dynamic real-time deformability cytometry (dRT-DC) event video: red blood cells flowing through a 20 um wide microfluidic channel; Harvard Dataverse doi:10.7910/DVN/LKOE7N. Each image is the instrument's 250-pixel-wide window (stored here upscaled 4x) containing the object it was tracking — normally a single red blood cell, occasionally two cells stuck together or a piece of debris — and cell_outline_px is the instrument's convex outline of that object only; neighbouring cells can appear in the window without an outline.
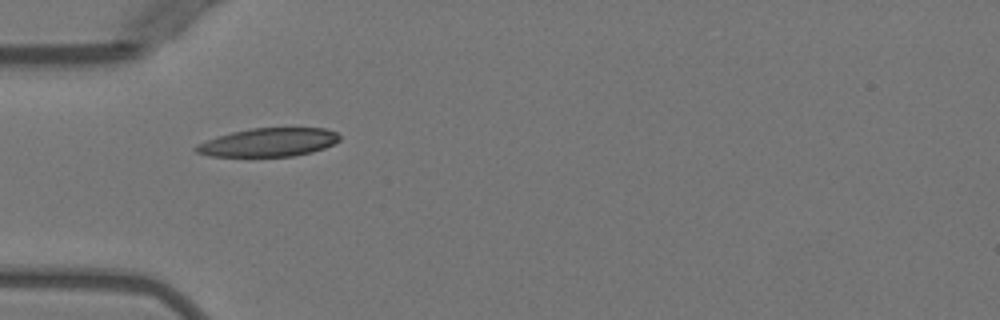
{"species": "Egyptian fruit bat (a non-hibernating species)", "species_latin": "Rousettus aegyptiacus", "temperature_condition": "warm", "stored_images_in_passage": 2, "camera_frame_rate_fps": 3000, "um_per_image_px": 0.085, "animal": {"sex": "female"}, "frame": {"image": 1, "passage_image": 1, "time_ms": 0.0, "image_size_px": [1000, 320], "cell_outline_px": [[340, 140], [324, 148], [312, 152], [292, 156], [208, 156], [196, 152], [192, 148], [196, 144], [216, 136], [232, 132], [252, 128], [324, 128], [336, 132], [340, 136]], "centroid_in_image_um": [22.79, 12.1], "position_along_channel_um": 62.2, "area_um2": 23.81}}
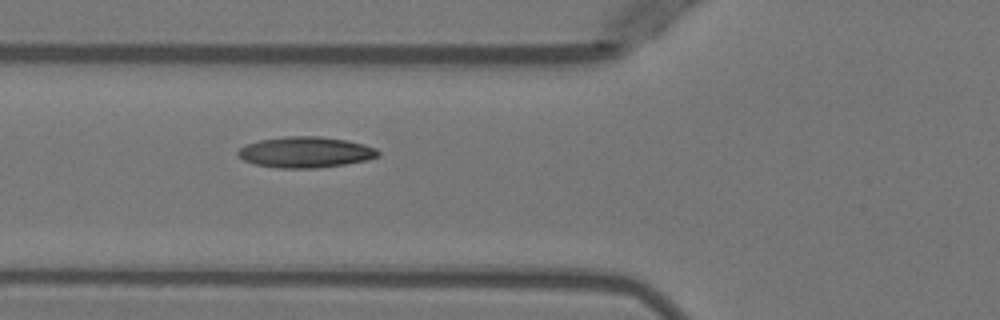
{"frame": {"image": 2, "passage_image": 2, "time_ms": 1.0, "image_size_px": [1000, 320], "cell_outline_px": [[380, 156], [368, 160], [344, 164], [316, 168], [276, 168], [256, 164], [244, 160], [236, 152], [240, 148], [248, 144], [260, 140], [288, 136], [320, 136], [344, 140], [364, 144], [376, 148], [380, 152]], "centroid_in_image_um": [26.0, 12.94], "position_along_channel_um": 99.8, "area_um2": 25.09}}